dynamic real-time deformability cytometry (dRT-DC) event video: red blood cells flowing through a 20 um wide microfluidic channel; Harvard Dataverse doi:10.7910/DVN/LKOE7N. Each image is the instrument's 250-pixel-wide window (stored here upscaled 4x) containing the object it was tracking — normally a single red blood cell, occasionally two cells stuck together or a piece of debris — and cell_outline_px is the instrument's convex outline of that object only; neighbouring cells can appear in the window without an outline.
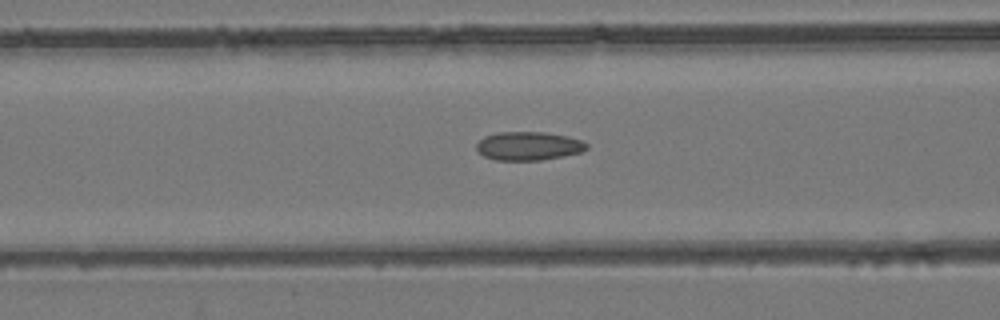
{"species": "common noctule bat (a hibernating species)", "species_latin": "Nyctalus noctula", "temperature_condition": "room temperature", "stored_images_in_passage": 36, "camera_frame_rate_fps": 3000, "um_per_image_px": 0.085, "animal": {"sex": "female", "body_mass_g": 24.6, "forearm_length_mm": 56.2}, "frame": {"image": 1, "passage_image": 5, "time_ms": 1.333, "image_size_px": [1000, 320], "cell_outline_px": [[588, 148], [580, 152], [540, 160], [496, 160], [484, 156], [476, 152], [476, 144], [484, 136], [496, 132], [544, 132], [568, 136], [584, 140], [588, 144]], "centroid_in_image_um": [44.9, 12.4], "position_along_channel_um": 121.7, "area_um2": 18.44}}
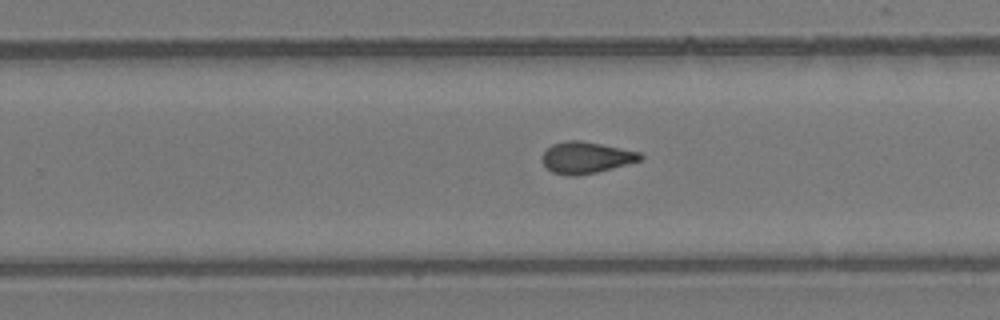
{"frame": {"image": 2, "passage_image": 17, "time_ms": 5.333, "image_size_px": [1000, 320], "cell_outline_px": [[644, 156], [640, 160], [612, 168], [596, 172], [576, 176], [568, 176], [552, 172], [540, 160], [540, 156], [552, 144], [568, 140], [580, 140], [640, 152]], "centroid_in_image_um": [49.77, 13.39], "position_along_channel_um": 280.0, "area_um2": 17.92}}
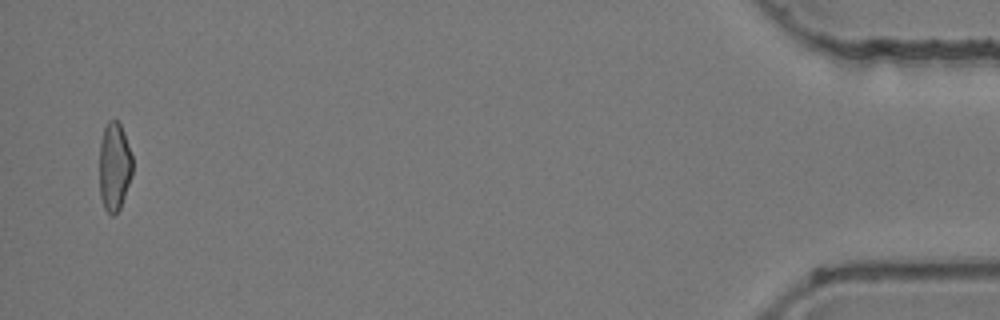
{"frame": {"image": 3, "passage_image": 35, "time_ms": 11.333, "image_size_px": [1000, 320], "cell_outline_px": [[132, 176], [120, 208], [112, 216], [104, 208], [100, 196], [100, 140], [104, 128], [108, 120], [116, 120], [120, 124], [132, 156]], "centroid_in_image_um": [9.71, 14.17], "position_along_channel_um": 425.5, "area_um2": 16.94}, "authors_computed_cell_mechanics": {"area_um2": 17.8313, "velocity_mm_per_s": 3.9571, "shape_relaxation_time_tau1_ms": null, "shape_relaxation_time_tau2_ms": 2.4521, "deformation_change_tau1": null, "deformation_change_tau2": 0.0925}}